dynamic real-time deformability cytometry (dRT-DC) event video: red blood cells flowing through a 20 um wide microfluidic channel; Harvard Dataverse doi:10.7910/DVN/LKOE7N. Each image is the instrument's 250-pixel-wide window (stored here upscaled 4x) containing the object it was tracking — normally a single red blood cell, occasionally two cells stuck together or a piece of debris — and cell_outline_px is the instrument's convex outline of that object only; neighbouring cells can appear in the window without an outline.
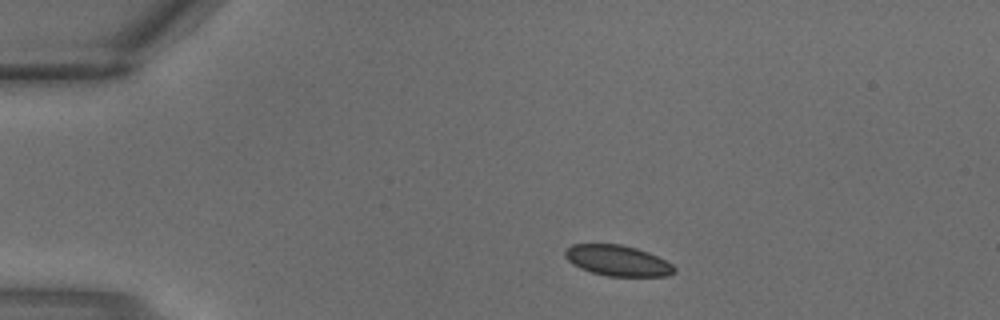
{"species": "common noctule bat (a hibernating species)", "species_latin": "Nyctalus noctula", "temperature_condition": "warm", "stored_images_in_passage": 1, "camera_frame_rate_fps": 3000, "um_per_image_px": 0.085, "animal": {"sex": "male", "body_mass_g": 18.8}, "frame": {"image": 1, "passage_image": 1, "time_ms": 0.0, "image_size_px": [1000, 320], "cell_outline_px": [[676, 272], [668, 276], [608, 276], [592, 272], [580, 268], [572, 264], [564, 256], [564, 252], [572, 244], [620, 244], [636, 248], [648, 252], [672, 264], [676, 268]], "centroid_in_image_um": [52.5, 22.15], "position_along_channel_um": 32.5, "area_um2": 19.48}}